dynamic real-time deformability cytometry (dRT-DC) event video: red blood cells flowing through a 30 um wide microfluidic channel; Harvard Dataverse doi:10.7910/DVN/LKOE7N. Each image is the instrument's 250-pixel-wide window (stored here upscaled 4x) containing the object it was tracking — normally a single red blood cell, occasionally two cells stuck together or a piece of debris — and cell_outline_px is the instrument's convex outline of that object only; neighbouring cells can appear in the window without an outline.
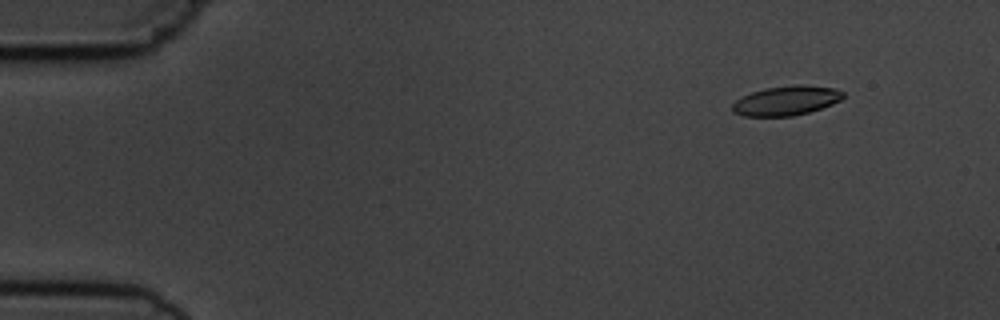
{"species": "common noctule bat (a hibernating species)", "species_latin": "Nyctalus noctula", "temperature_condition": "cold", "stored_images_in_passage": 4, "camera_frame_rate_fps": 3000, "um_per_image_px": 0.085, "animal": {"sex": "male", "body_mass_g": 19.5, "forearm_length_mm": 54.6}, "frame": {"image": 1, "passage_image": 2, "time_ms": 1.0, "image_size_px": [1000, 320], "cell_outline_px": [[844, 96], [840, 100], [832, 104], [808, 112], [792, 116], [744, 116], [732, 112], [732, 104], [736, 100], [752, 92], [764, 88], [792, 84], [804, 84], [836, 88], [844, 92]], "centroid_in_image_um": [66.84, 8.54], "position_along_channel_um": 18.2, "area_um2": 19.13}}
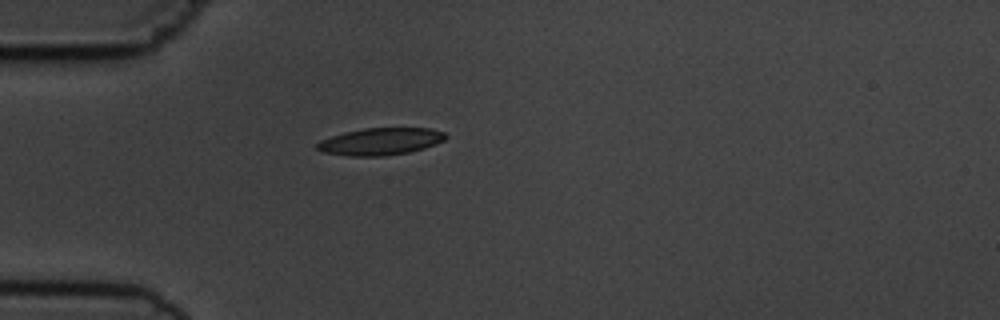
{"frame": {"image": 2, "passage_image": 4, "time_ms": 4.333, "image_size_px": [1000, 320], "cell_outline_px": [[448, 136], [444, 140], [424, 148], [408, 152], [384, 156], [348, 156], [324, 152], [316, 148], [316, 144], [320, 140], [344, 132], [364, 128], [432, 128], [444, 132]], "centroid_in_image_um": [32.34, 12.02], "position_along_channel_um": 52.7, "area_um2": 20.29}}